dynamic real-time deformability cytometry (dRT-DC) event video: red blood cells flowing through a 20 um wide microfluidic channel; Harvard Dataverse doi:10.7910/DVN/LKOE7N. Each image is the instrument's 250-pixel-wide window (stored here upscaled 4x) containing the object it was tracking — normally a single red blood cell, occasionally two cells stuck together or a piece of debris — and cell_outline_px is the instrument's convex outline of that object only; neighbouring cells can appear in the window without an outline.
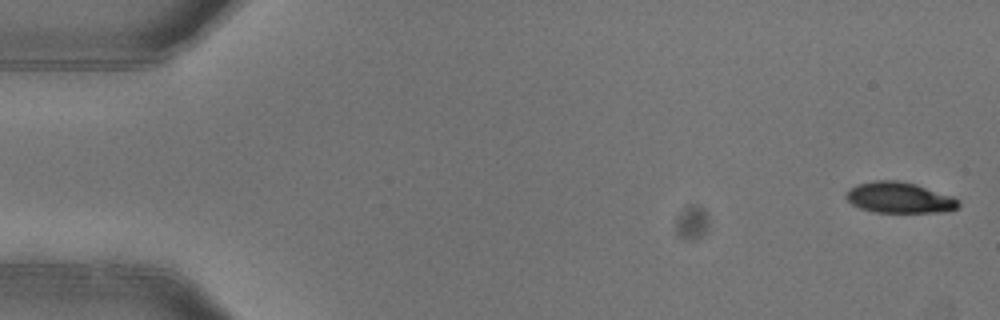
{"species": "common noctule bat (a hibernating species)", "species_latin": "Nyctalus noctula", "temperature_condition": "warm", "stored_images_in_passage": 4, "camera_frame_rate_fps": 3000, "um_per_image_px": 0.085, "animal": {"sex": "female"}, "frame": {"image": 1, "passage_image": 1, "time_ms": 0.0, "image_size_px": [1000, 320], "cell_outline_px": [[960, 204], [956, 208], [944, 212], [876, 212], [860, 208], [852, 204], [844, 196], [848, 188], [856, 184], [872, 180], [900, 180], [916, 184], [956, 196], [960, 200]], "centroid_in_image_um": [76.46, 16.78], "position_along_channel_um": 8.5, "area_um2": 20.63}}
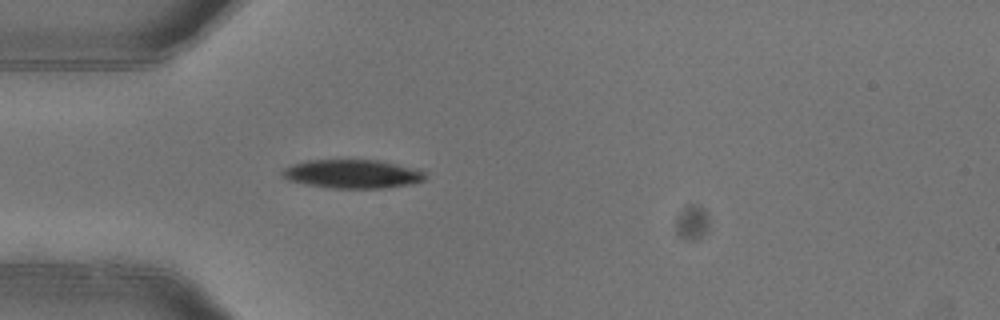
{"frame": {"image": 2, "passage_image": 4, "time_ms": 1.0, "image_size_px": [1000, 320], "cell_outline_px": [[424, 180], [408, 184], [384, 188], [328, 188], [288, 180], [280, 172], [284, 168], [292, 164], [308, 160], [380, 160], [416, 168], [424, 172]], "centroid_in_image_um": [29.94, 14.77], "position_along_channel_um": 55.1, "area_um2": 23.76}}